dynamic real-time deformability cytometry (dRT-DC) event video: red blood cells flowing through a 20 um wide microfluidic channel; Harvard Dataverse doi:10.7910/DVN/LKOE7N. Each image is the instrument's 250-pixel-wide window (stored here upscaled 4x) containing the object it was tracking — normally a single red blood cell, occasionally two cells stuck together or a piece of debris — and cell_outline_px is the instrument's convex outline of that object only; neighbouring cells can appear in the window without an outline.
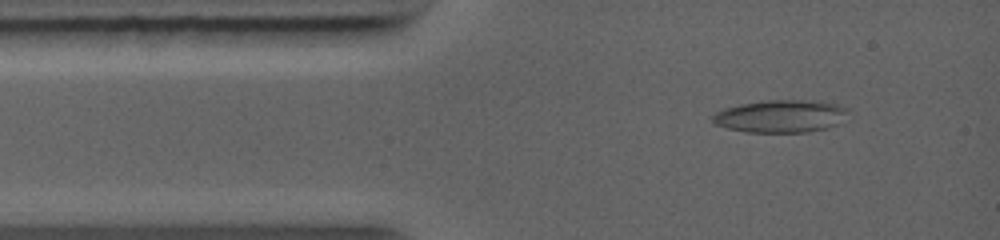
{"species": "common noctule bat (a hibernating species)", "species_latin": "Nyctalus noctula", "temperature_condition": "warm", "stored_images_in_passage": 34, "camera_frame_rate_fps": 5000, "um_per_image_px": 0.085, "animal": {"sex": "female", "body_mass_g": 19.0, "forearm_length_mm": 56.7}, "frame": {"image": 1, "passage_image": 3, "time_ms": 0.8, "image_size_px": [1000, 240], "cell_outline_px": [[848, 112], [840, 124], [828, 128], [808, 132], [744, 132], [728, 128], [716, 124], [712, 120], [712, 116], [716, 112], [724, 108], [740, 104], [768, 100], [820, 100], [836, 104], [848, 108]], "centroid_in_image_um": [66.4, 9.87], "position_along_channel_um": 18.6, "area_um2": 25.95}}
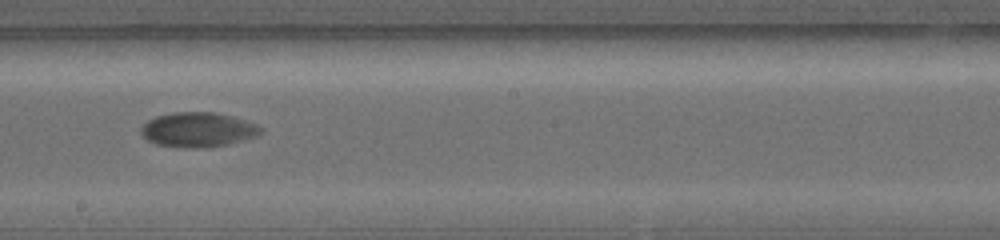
{"frame": {"image": 2, "passage_image": 17, "time_ms": 6.2, "image_size_px": [1000, 240], "cell_outline_px": [[264, 132], [256, 136], [244, 140], [228, 144], [208, 148], [192, 148], [156, 144], [140, 136], [140, 128], [148, 120], [156, 116], [176, 112], [216, 112], [232, 116], [256, 124], [264, 128]], "centroid_in_image_um": [16.84, 11.03], "position_along_channel_um": 231.4, "area_um2": 24.39}}
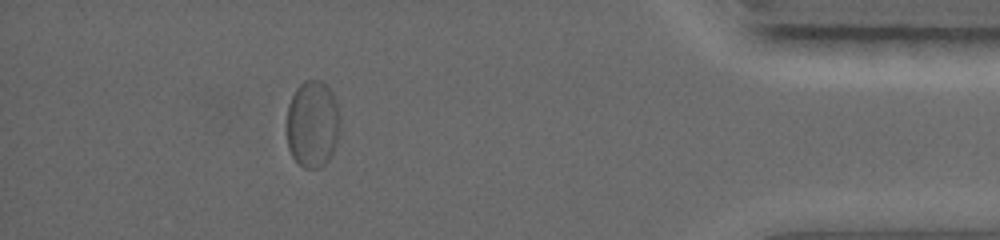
{"frame": {"image": 3, "passage_image": 30, "time_ms": 11.2, "image_size_px": [1000, 240], "cell_outline_px": [[340, 128], [332, 152], [328, 160], [324, 164], [316, 168], [304, 168], [292, 156], [288, 148], [288, 104], [296, 88], [304, 80], [320, 80], [332, 92], [336, 100], [340, 116]], "centroid_in_image_um": [26.58, 10.52], "position_along_channel_um": 408.6, "area_um2": 26.88}}